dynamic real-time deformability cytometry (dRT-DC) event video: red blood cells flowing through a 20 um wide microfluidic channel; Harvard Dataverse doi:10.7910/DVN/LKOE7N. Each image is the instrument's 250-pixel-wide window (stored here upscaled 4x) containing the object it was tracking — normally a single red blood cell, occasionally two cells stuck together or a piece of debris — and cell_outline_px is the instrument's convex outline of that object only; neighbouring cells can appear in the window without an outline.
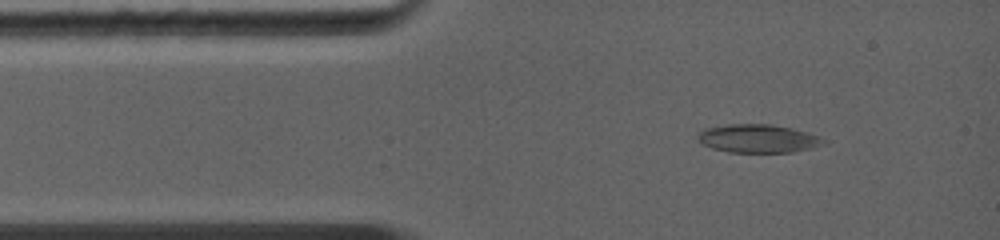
{"species": "common noctule bat (a hibernating species)", "species_latin": "Nyctalus noctula", "temperature_condition": "warm", "stored_images_in_passage": 21, "camera_frame_rate_fps": 5000, "um_per_image_px": 0.085, "animal": {"sex": "female", "body_mass_g": 19.0, "forearm_length_mm": 56.7}, "frame": {"image": 1, "passage_image": 1, "time_ms": 0.0, "image_size_px": [1000, 240], "cell_outline_px": [[828, 144], [812, 148], [792, 152], [728, 152], [712, 148], [696, 140], [696, 136], [704, 128], [728, 124], [772, 124], [792, 128], [820, 136], [828, 140]], "centroid_in_image_um": [64.47, 11.77], "position_along_channel_um": 20.5, "area_um2": 21.04}}
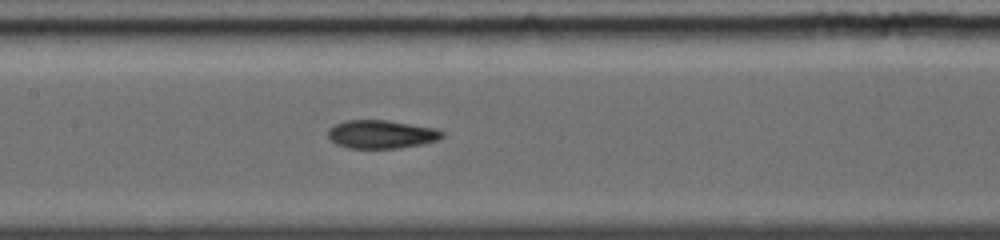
{"frame": {"image": 2, "passage_image": 11, "time_ms": 4.2, "image_size_px": [1000, 240], "cell_outline_px": [[444, 136], [436, 140], [420, 144], [400, 148], [348, 148], [336, 144], [328, 136], [328, 128], [336, 124], [348, 120], [384, 120], [436, 128], [444, 132]], "centroid_in_image_um": [32.4, 11.41], "position_along_channel_um": 175.0, "area_um2": 18.67}}
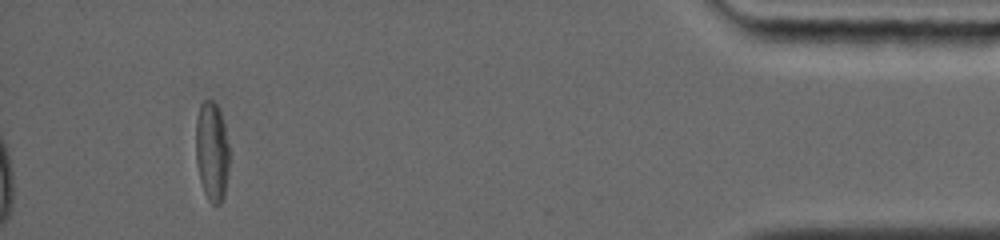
{"frame": {"image": 3, "passage_image": 21, "time_ms": 11.4, "image_size_px": [1000, 240], "cell_outline_px": [[228, 172], [224, 196], [220, 204], [212, 204], [208, 200], [204, 192], [200, 180], [196, 164], [196, 120], [200, 104], [204, 100], [212, 100], [216, 104], [220, 112], [224, 124], [228, 144]], "centroid_in_image_um": [18.0, 12.88], "position_along_channel_um": 417.2, "area_um2": 19.42}, "authors_computed_cell_mechanics": {"area_um2": 19.074, "velocity_mm_per_s": 4.434, "shape_relaxation_time_tau1_ms": null, "shape_relaxation_time_tau2_ms": 4.0784, "deformation_change_tau1": null, "deformation_change_tau2": 0.133}}